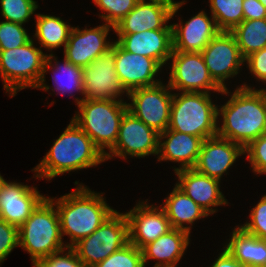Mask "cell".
Masks as SVG:
<instances>
[{"instance_id": "obj_1", "label": "cell", "mask_w": 266, "mask_h": 267, "mask_svg": "<svg viewBox=\"0 0 266 267\" xmlns=\"http://www.w3.org/2000/svg\"><path fill=\"white\" fill-rule=\"evenodd\" d=\"M230 97L218 108V116H222L223 122L217 127V136L245 148L266 133V95L262 89L242 84Z\"/></svg>"}, {"instance_id": "obj_2", "label": "cell", "mask_w": 266, "mask_h": 267, "mask_svg": "<svg viewBox=\"0 0 266 267\" xmlns=\"http://www.w3.org/2000/svg\"><path fill=\"white\" fill-rule=\"evenodd\" d=\"M105 155L92 139L71 119V122L53 142L40 163L32 170L36 179L49 181L66 172L87 169L105 162Z\"/></svg>"}, {"instance_id": "obj_3", "label": "cell", "mask_w": 266, "mask_h": 267, "mask_svg": "<svg viewBox=\"0 0 266 267\" xmlns=\"http://www.w3.org/2000/svg\"><path fill=\"white\" fill-rule=\"evenodd\" d=\"M78 183L75 181L79 186L71 193L56 200L49 198L58 212L62 238L70 237L67 248L96 231L116 211L106 203L103 193H95Z\"/></svg>"}, {"instance_id": "obj_4", "label": "cell", "mask_w": 266, "mask_h": 267, "mask_svg": "<svg viewBox=\"0 0 266 267\" xmlns=\"http://www.w3.org/2000/svg\"><path fill=\"white\" fill-rule=\"evenodd\" d=\"M19 246L30 254L32 266L67 248L55 204L46 197L18 228Z\"/></svg>"}, {"instance_id": "obj_5", "label": "cell", "mask_w": 266, "mask_h": 267, "mask_svg": "<svg viewBox=\"0 0 266 267\" xmlns=\"http://www.w3.org/2000/svg\"><path fill=\"white\" fill-rule=\"evenodd\" d=\"M210 95L197 92L174 93L168 129L204 140L217 136L218 105L212 102Z\"/></svg>"}, {"instance_id": "obj_6", "label": "cell", "mask_w": 266, "mask_h": 267, "mask_svg": "<svg viewBox=\"0 0 266 267\" xmlns=\"http://www.w3.org/2000/svg\"><path fill=\"white\" fill-rule=\"evenodd\" d=\"M74 122L92 139L105 155L116 143L120 122L128 110L126 101L85 100L77 105Z\"/></svg>"}, {"instance_id": "obj_7", "label": "cell", "mask_w": 266, "mask_h": 267, "mask_svg": "<svg viewBox=\"0 0 266 267\" xmlns=\"http://www.w3.org/2000/svg\"><path fill=\"white\" fill-rule=\"evenodd\" d=\"M46 55L41 48L35 47L32 39L21 47L0 50V76L11 97L25 88L37 89L43 77Z\"/></svg>"}, {"instance_id": "obj_8", "label": "cell", "mask_w": 266, "mask_h": 267, "mask_svg": "<svg viewBox=\"0 0 266 267\" xmlns=\"http://www.w3.org/2000/svg\"><path fill=\"white\" fill-rule=\"evenodd\" d=\"M129 243L125 213L117 210L96 231L82 238L71 248L86 267H94Z\"/></svg>"}, {"instance_id": "obj_9", "label": "cell", "mask_w": 266, "mask_h": 267, "mask_svg": "<svg viewBox=\"0 0 266 267\" xmlns=\"http://www.w3.org/2000/svg\"><path fill=\"white\" fill-rule=\"evenodd\" d=\"M170 59L168 86L172 90L208 94L213 91L229 95L228 89H222L210 76L201 52L172 51Z\"/></svg>"}, {"instance_id": "obj_10", "label": "cell", "mask_w": 266, "mask_h": 267, "mask_svg": "<svg viewBox=\"0 0 266 267\" xmlns=\"http://www.w3.org/2000/svg\"><path fill=\"white\" fill-rule=\"evenodd\" d=\"M172 89L162 82L150 87L137 88L128 92V111L143 121L157 133L168 129L170 121L171 104L173 100Z\"/></svg>"}, {"instance_id": "obj_11", "label": "cell", "mask_w": 266, "mask_h": 267, "mask_svg": "<svg viewBox=\"0 0 266 267\" xmlns=\"http://www.w3.org/2000/svg\"><path fill=\"white\" fill-rule=\"evenodd\" d=\"M82 69L84 98L75 97L77 105L82 99L124 101L120 99L123 93L128 95L115 70L114 52L111 49Z\"/></svg>"}, {"instance_id": "obj_12", "label": "cell", "mask_w": 266, "mask_h": 267, "mask_svg": "<svg viewBox=\"0 0 266 267\" xmlns=\"http://www.w3.org/2000/svg\"><path fill=\"white\" fill-rule=\"evenodd\" d=\"M158 143L159 133L127 110L120 122L117 141L105 154V159L115 156L126 160L128 155L136 158L157 155Z\"/></svg>"}, {"instance_id": "obj_13", "label": "cell", "mask_w": 266, "mask_h": 267, "mask_svg": "<svg viewBox=\"0 0 266 267\" xmlns=\"http://www.w3.org/2000/svg\"><path fill=\"white\" fill-rule=\"evenodd\" d=\"M210 76L222 88L233 78L244 63L236 39L231 32L220 31L201 52Z\"/></svg>"}, {"instance_id": "obj_14", "label": "cell", "mask_w": 266, "mask_h": 267, "mask_svg": "<svg viewBox=\"0 0 266 267\" xmlns=\"http://www.w3.org/2000/svg\"><path fill=\"white\" fill-rule=\"evenodd\" d=\"M125 216L128 222L129 242L140 250L173 229L162 204L161 207H156L149 205L147 200L139 201L133 209L125 213Z\"/></svg>"}, {"instance_id": "obj_15", "label": "cell", "mask_w": 266, "mask_h": 267, "mask_svg": "<svg viewBox=\"0 0 266 267\" xmlns=\"http://www.w3.org/2000/svg\"><path fill=\"white\" fill-rule=\"evenodd\" d=\"M111 28L114 31V27L106 23L91 29L73 27L64 48V57L75 66H88L111 49L114 42L107 40Z\"/></svg>"}, {"instance_id": "obj_16", "label": "cell", "mask_w": 266, "mask_h": 267, "mask_svg": "<svg viewBox=\"0 0 266 267\" xmlns=\"http://www.w3.org/2000/svg\"><path fill=\"white\" fill-rule=\"evenodd\" d=\"M111 50L114 52L115 70L127 92L154 86L161 82L159 79L155 80V76L162 67L154 59L130 53L116 41Z\"/></svg>"}, {"instance_id": "obj_17", "label": "cell", "mask_w": 266, "mask_h": 267, "mask_svg": "<svg viewBox=\"0 0 266 267\" xmlns=\"http://www.w3.org/2000/svg\"><path fill=\"white\" fill-rule=\"evenodd\" d=\"M185 4L182 2L176 7L158 0H139L132 11L114 26L116 34H133L146 30L172 29L167 25L178 9Z\"/></svg>"}, {"instance_id": "obj_18", "label": "cell", "mask_w": 266, "mask_h": 267, "mask_svg": "<svg viewBox=\"0 0 266 267\" xmlns=\"http://www.w3.org/2000/svg\"><path fill=\"white\" fill-rule=\"evenodd\" d=\"M45 198L34 186L4 180L0 185V218L19 228Z\"/></svg>"}, {"instance_id": "obj_19", "label": "cell", "mask_w": 266, "mask_h": 267, "mask_svg": "<svg viewBox=\"0 0 266 267\" xmlns=\"http://www.w3.org/2000/svg\"><path fill=\"white\" fill-rule=\"evenodd\" d=\"M244 155V148L228 139L214 136L203 141L193 167L199 173L221 180L222 175Z\"/></svg>"}, {"instance_id": "obj_20", "label": "cell", "mask_w": 266, "mask_h": 267, "mask_svg": "<svg viewBox=\"0 0 266 267\" xmlns=\"http://www.w3.org/2000/svg\"><path fill=\"white\" fill-rule=\"evenodd\" d=\"M175 174L179 181L175 184L209 215L217 212L213 207L228 204L220 191V180L199 173L194 168L176 170Z\"/></svg>"}, {"instance_id": "obj_21", "label": "cell", "mask_w": 266, "mask_h": 267, "mask_svg": "<svg viewBox=\"0 0 266 267\" xmlns=\"http://www.w3.org/2000/svg\"><path fill=\"white\" fill-rule=\"evenodd\" d=\"M115 40L124 50L154 59L161 67L173 51L172 29L146 30L133 34H116Z\"/></svg>"}, {"instance_id": "obj_22", "label": "cell", "mask_w": 266, "mask_h": 267, "mask_svg": "<svg viewBox=\"0 0 266 267\" xmlns=\"http://www.w3.org/2000/svg\"><path fill=\"white\" fill-rule=\"evenodd\" d=\"M172 24L173 51L202 52L220 30L211 15L200 11L188 21Z\"/></svg>"}, {"instance_id": "obj_23", "label": "cell", "mask_w": 266, "mask_h": 267, "mask_svg": "<svg viewBox=\"0 0 266 267\" xmlns=\"http://www.w3.org/2000/svg\"><path fill=\"white\" fill-rule=\"evenodd\" d=\"M203 141V138L195 135L167 129L159 134L158 161L168 160L180 163L179 168H174V172L180 169L193 168Z\"/></svg>"}, {"instance_id": "obj_24", "label": "cell", "mask_w": 266, "mask_h": 267, "mask_svg": "<svg viewBox=\"0 0 266 267\" xmlns=\"http://www.w3.org/2000/svg\"><path fill=\"white\" fill-rule=\"evenodd\" d=\"M190 233L173 228L154 242L145 245L142 251L144 265L148 260H157L153 267H177L189 245Z\"/></svg>"}, {"instance_id": "obj_25", "label": "cell", "mask_w": 266, "mask_h": 267, "mask_svg": "<svg viewBox=\"0 0 266 267\" xmlns=\"http://www.w3.org/2000/svg\"><path fill=\"white\" fill-rule=\"evenodd\" d=\"M162 208L172 228L182 229L189 233L191 232L190 226H192L196 220L210 216L177 185H175L169 196L165 198Z\"/></svg>"}, {"instance_id": "obj_26", "label": "cell", "mask_w": 266, "mask_h": 267, "mask_svg": "<svg viewBox=\"0 0 266 267\" xmlns=\"http://www.w3.org/2000/svg\"><path fill=\"white\" fill-rule=\"evenodd\" d=\"M55 61L53 64L52 61ZM64 64H60L55 58L54 54H47L46 60L44 62V73L43 77L37 86V88L42 89L43 91H48L50 86L46 85L45 83V74L49 69H53L52 79L53 84H55L54 89L52 91H58L59 93H69V97H73L72 95L74 92H79L83 96V69L82 67L75 66L71 62H69L65 57L63 60ZM61 75V77H60ZM63 77V79H62ZM71 95V96H70Z\"/></svg>"}, {"instance_id": "obj_27", "label": "cell", "mask_w": 266, "mask_h": 267, "mask_svg": "<svg viewBox=\"0 0 266 267\" xmlns=\"http://www.w3.org/2000/svg\"><path fill=\"white\" fill-rule=\"evenodd\" d=\"M225 248L236 260L249 267L266 266V240L246 233L239 225L234 228Z\"/></svg>"}, {"instance_id": "obj_28", "label": "cell", "mask_w": 266, "mask_h": 267, "mask_svg": "<svg viewBox=\"0 0 266 267\" xmlns=\"http://www.w3.org/2000/svg\"><path fill=\"white\" fill-rule=\"evenodd\" d=\"M36 30L33 35L37 38L40 48L57 49L67 44L72 26L64 22L61 17L36 14Z\"/></svg>"}, {"instance_id": "obj_29", "label": "cell", "mask_w": 266, "mask_h": 267, "mask_svg": "<svg viewBox=\"0 0 266 267\" xmlns=\"http://www.w3.org/2000/svg\"><path fill=\"white\" fill-rule=\"evenodd\" d=\"M231 33L234 35L239 51L245 59L253 52L266 47V18L243 20Z\"/></svg>"}, {"instance_id": "obj_30", "label": "cell", "mask_w": 266, "mask_h": 267, "mask_svg": "<svg viewBox=\"0 0 266 267\" xmlns=\"http://www.w3.org/2000/svg\"><path fill=\"white\" fill-rule=\"evenodd\" d=\"M209 3L220 31L231 32L243 21V0H209Z\"/></svg>"}, {"instance_id": "obj_31", "label": "cell", "mask_w": 266, "mask_h": 267, "mask_svg": "<svg viewBox=\"0 0 266 267\" xmlns=\"http://www.w3.org/2000/svg\"><path fill=\"white\" fill-rule=\"evenodd\" d=\"M94 267H145V265L142 251L129 242Z\"/></svg>"}, {"instance_id": "obj_32", "label": "cell", "mask_w": 266, "mask_h": 267, "mask_svg": "<svg viewBox=\"0 0 266 267\" xmlns=\"http://www.w3.org/2000/svg\"><path fill=\"white\" fill-rule=\"evenodd\" d=\"M4 20L24 24L38 9L35 0H0Z\"/></svg>"}, {"instance_id": "obj_33", "label": "cell", "mask_w": 266, "mask_h": 267, "mask_svg": "<svg viewBox=\"0 0 266 267\" xmlns=\"http://www.w3.org/2000/svg\"><path fill=\"white\" fill-rule=\"evenodd\" d=\"M139 0H93L94 4L102 12L100 18H103L106 24L117 25L127 14L135 7Z\"/></svg>"}, {"instance_id": "obj_34", "label": "cell", "mask_w": 266, "mask_h": 267, "mask_svg": "<svg viewBox=\"0 0 266 267\" xmlns=\"http://www.w3.org/2000/svg\"><path fill=\"white\" fill-rule=\"evenodd\" d=\"M31 39L22 24L6 20L0 22V50L21 47Z\"/></svg>"}, {"instance_id": "obj_35", "label": "cell", "mask_w": 266, "mask_h": 267, "mask_svg": "<svg viewBox=\"0 0 266 267\" xmlns=\"http://www.w3.org/2000/svg\"><path fill=\"white\" fill-rule=\"evenodd\" d=\"M249 217V222L239 227L250 235L266 240V195L251 209Z\"/></svg>"}, {"instance_id": "obj_36", "label": "cell", "mask_w": 266, "mask_h": 267, "mask_svg": "<svg viewBox=\"0 0 266 267\" xmlns=\"http://www.w3.org/2000/svg\"><path fill=\"white\" fill-rule=\"evenodd\" d=\"M244 154L247 155V160L256 175L266 174V133L250 142L244 148Z\"/></svg>"}, {"instance_id": "obj_37", "label": "cell", "mask_w": 266, "mask_h": 267, "mask_svg": "<svg viewBox=\"0 0 266 267\" xmlns=\"http://www.w3.org/2000/svg\"><path fill=\"white\" fill-rule=\"evenodd\" d=\"M33 267H86V266L78 258L76 252L71 247H68L60 252L51 254L48 257L38 260L33 265Z\"/></svg>"}, {"instance_id": "obj_38", "label": "cell", "mask_w": 266, "mask_h": 267, "mask_svg": "<svg viewBox=\"0 0 266 267\" xmlns=\"http://www.w3.org/2000/svg\"><path fill=\"white\" fill-rule=\"evenodd\" d=\"M19 246L18 227L0 218V264Z\"/></svg>"}, {"instance_id": "obj_39", "label": "cell", "mask_w": 266, "mask_h": 267, "mask_svg": "<svg viewBox=\"0 0 266 267\" xmlns=\"http://www.w3.org/2000/svg\"><path fill=\"white\" fill-rule=\"evenodd\" d=\"M247 63L251 74L259 80V82L266 83V47L253 52L244 60Z\"/></svg>"}, {"instance_id": "obj_40", "label": "cell", "mask_w": 266, "mask_h": 267, "mask_svg": "<svg viewBox=\"0 0 266 267\" xmlns=\"http://www.w3.org/2000/svg\"><path fill=\"white\" fill-rule=\"evenodd\" d=\"M266 18V8L259 0H243V20Z\"/></svg>"}, {"instance_id": "obj_41", "label": "cell", "mask_w": 266, "mask_h": 267, "mask_svg": "<svg viewBox=\"0 0 266 267\" xmlns=\"http://www.w3.org/2000/svg\"><path fill=\"white\" fill-rule=\"evenodd\" d=\"M210 267H249L244 263L236 260L224 247L223 251L219 254L218 258H216L215 262H213Z\"/></svg>"}, {"instance_id": "obj_42", "label": "cell", "mask_w": 266, "mask_h": 267, "mask_svg": "<svg viewBox=\"0 0 266 267\" xmlns=\"http://www.w3.org/2000/svg\"><path fill=\"white\" fill-rule=\"evenodd\" d=\"M158 1L165 2V3L169 4L171 7H176L177 5L181 4L182 2H185V0H182L180 2H176L174 0H158Z\"/></svg>"}, {"instance_id": "obj_43", "label": "cell", "mask_w": 266, "mask_h": 267, "mask_svg": "<svg viewBox=\"0 0 266 267\" xmlns=\"http://www.w3.org/2000/svg\"><path fill=\"white\" fill-rule=\"evenodd\" d=\"M259 2L266 8V0H259Z\"/></svg>"}, {"instance_id": "obj_44", "label": "cell", "mask_w": 266, "mask_h": 267, "mask_svg": "<svg viewBox=\"0 0 266 267\" xmlns=\"http://www.w3.org/2000/svg\"><path fill=\"white\" fill-rule=\"evenodd\" d=\"M5 179L3 178V176H1L0 174V185L2 184V182L4 181Z\"/></svg>"}, {"instance_id": "obj_45", "label": "cell", "mask_w": 266, "mask_h": 267, "mask_svg": "<svg viewBox=\"0 0 266 267\" xmlns=\"http://www.w3.org/2000/svg\"><path fill=\"white\" fill-rule=\"evenodd\" d=\"M262 90H263V92L265 93V95H266V89L265 88H262Z\"/></svg>"}]
</instances>
